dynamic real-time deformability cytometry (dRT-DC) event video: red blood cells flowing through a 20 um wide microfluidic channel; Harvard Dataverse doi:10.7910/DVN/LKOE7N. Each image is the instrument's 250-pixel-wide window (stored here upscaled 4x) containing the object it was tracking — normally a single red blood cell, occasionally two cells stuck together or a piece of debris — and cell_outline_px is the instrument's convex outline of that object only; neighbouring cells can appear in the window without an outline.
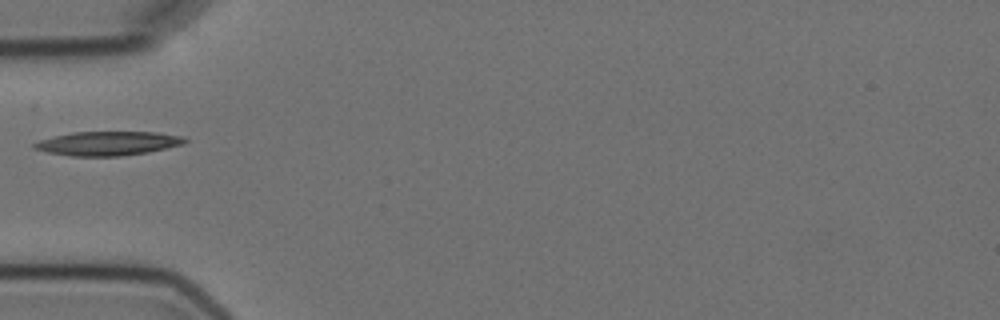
{"species": "Egyptian fruit bat (a non-hibernating species)", "species_latin": "Rousettus aegyptiacus", "temperature_condition": "cold", "stored_images_in_passage": 1, "camera_frame_rate_fps": 3000, "um_per_image_px": 0.085, "animal": {"sex": "female"}, "frame": {"image": 1, "passage_image": 1, "time_ms": 0.0, "image_size_px": [1000, 320], "cell_outline_px": [[188, 140], [184, 144], [148, 152], [120, 156], [72, 156], [48, 152], [32, 148], [32, 144], [40, 140], [72, 132], [156, 132], [184, 136]], "centroid_in_image_um": [9.19, 12.18], "position_along_channel_um": 75.8, "area_um2": 21.04}}